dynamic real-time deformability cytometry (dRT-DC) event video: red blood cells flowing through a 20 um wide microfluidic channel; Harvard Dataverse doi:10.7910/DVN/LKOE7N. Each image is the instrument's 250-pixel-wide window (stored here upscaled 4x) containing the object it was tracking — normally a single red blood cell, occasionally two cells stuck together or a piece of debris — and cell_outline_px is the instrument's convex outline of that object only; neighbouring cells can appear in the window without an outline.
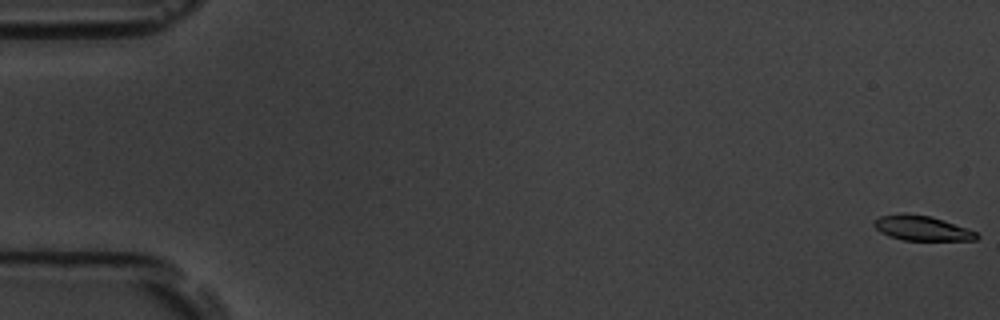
{"species": "common noctule bat (a hibernating species)", "species_latin": "Nyctalus noctula", "temperature_condition": "room temperature", "stored_images_in_passage": 5, "camera_frame_rate_fps": 3000, "um_per_image_px": 0.085, "animal": {"sex": "male", "body_mass_g": 19.5, "forearm_length_mm": 54.6}, "frame": {"image": 1, "passage_image": 1, "time_ms": 0.0, "image_size_px": [1000, 320], "cell_outline_px": [[980, 236], [976, 240], [904, 240], [888, 236], [880, 232], [872, 224], [880, 216], [904, 212], [932, 216], [968, 228], [976, 232]], "centroid_in_image_um": [78.37, 19.38], "position_along_channel_um": 6.6, "area_um2": 15.03}}
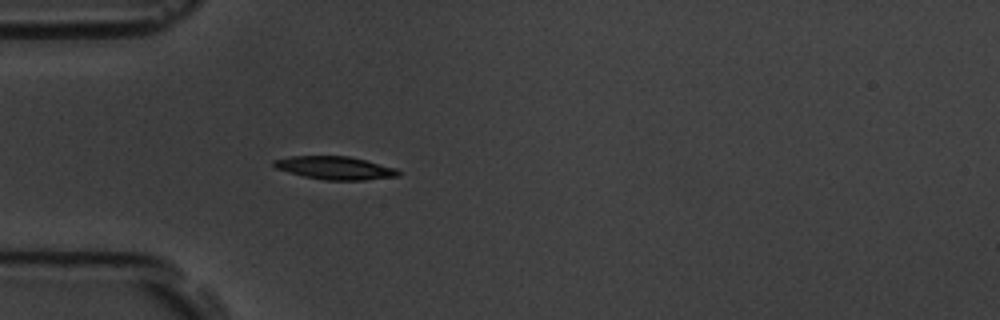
{"frame": {"image": 2, "passage_image": 5, "time_ms": 5.667, "image_size_px": [1000, 320], "cell_outline_px": [[400, 176], [364, 180], [324, 180], [304, 176], [288, 172], [276, 168], [272, 164], [272, 160], [288, 156], [348, 156], [396, 168], [400, 172]], "centroid_in_image_um": [28.45, 14.27], "position_along_channel_um": 56.6, "area_um2": 16.7}}